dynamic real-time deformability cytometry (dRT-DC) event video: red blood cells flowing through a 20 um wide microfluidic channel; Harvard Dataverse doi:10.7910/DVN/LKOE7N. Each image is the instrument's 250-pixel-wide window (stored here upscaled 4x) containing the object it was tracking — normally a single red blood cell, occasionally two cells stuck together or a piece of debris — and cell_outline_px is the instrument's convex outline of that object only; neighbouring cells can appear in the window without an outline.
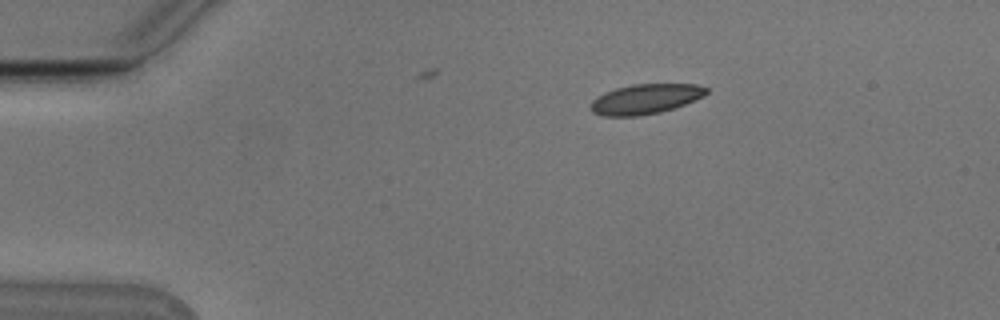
{"species": "Egyptian fruit bat (a non-hibernating species)", "species_latin": "Rousettus aegyptiacus", "temperature_condition": "cold", "stored_images_in_passage": 4, "camera_frame_rate_fps": 3000, "um_per_image_px": 0.085, "animal": {"sex": "male"}, "frame": {"image": 1, "passage_image": 1, "time_ms": 0.0, "image_size_px": [1000, 320], "cell_outline_px": [[708, 92], [704, 96], [676, 108], [660, 112], [636, 116], [604, 116], [592, 112], [588, 104], [592, 100], [604, 92], [616, 88], [632, 84], [696, 84], [708, 88]], "centroid_in_image_um": [54.85, 8.42], "position_along_channel_um": 30.2, "area_um2": 20.35}}